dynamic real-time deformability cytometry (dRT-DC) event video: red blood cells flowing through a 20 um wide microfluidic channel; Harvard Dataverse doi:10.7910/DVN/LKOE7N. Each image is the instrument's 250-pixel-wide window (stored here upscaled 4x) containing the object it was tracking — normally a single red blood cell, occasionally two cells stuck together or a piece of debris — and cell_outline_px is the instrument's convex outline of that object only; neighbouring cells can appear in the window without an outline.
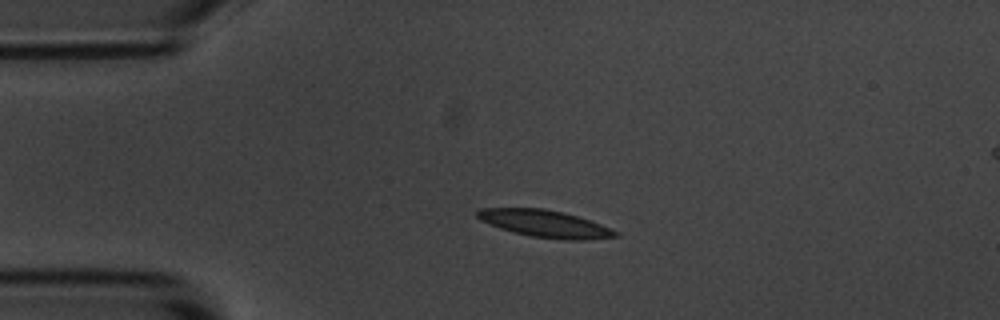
{"species": "common noctule bat (a hibernating species)", "species_latin": "Nyctalus noctula", "temperature_condition": "room temperature", "stored_images_in_passage": 4, "camera_frame_rate_fps": 3000, "um_per_image_px": 0.085, "animal": {"sex": "male", "body_mass_g": 20.1, "forearm_length_mm": 53.5}, "frame": {"image": 1, "passage_image": 3, "time_ms": 2.333, "image_size_px": [1000, 320], "cell_outline_px": [[620, 236], [588, 240], [564, 240], [528, 236], [512, 232], [500, 228], [480, 220], [476, 216], [476, 212], [480, 208], [544, 208], [564, 212], [612, 228], [620, 232]], "centroid_in_image_um": [46.35, 19.02], "position_along_channel_um": 38.7, "area_um2": 22.02}}